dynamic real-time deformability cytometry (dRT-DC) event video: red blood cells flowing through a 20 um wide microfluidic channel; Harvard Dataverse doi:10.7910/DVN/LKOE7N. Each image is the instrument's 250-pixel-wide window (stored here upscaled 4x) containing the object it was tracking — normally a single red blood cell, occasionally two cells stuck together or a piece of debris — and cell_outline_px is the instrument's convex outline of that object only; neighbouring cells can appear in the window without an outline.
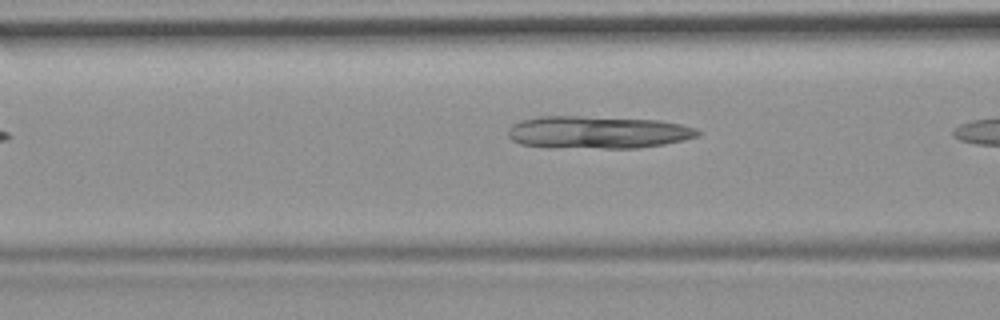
{"species": "common noctule bat (a hibernating species)", "species_latin": "Nyctalus noctula", "temperature_condition": "room temperature", "stored_images_in_passage": 6, "camera_frame_rate_fps": 3000, "um_per_image_px": 0.085, "animal": {"sex": "female", "body_mass_g": 19.9}, "frame": {"image": 1, "passage_image": 6, "time_ms": 1.667, "image_size_px": [1000, 320], "cell_outline_px": [[700, 136], [684, 140], [664, 144], [636, 148], [604, 148], [520, 144], [512, 140], [508, 136], [508, 128], [512, 124], [520, 120], [536, 116], [580, 116], [660, 120], [680, 124], [696, 128], [700, 132]], "centroid_in_image_um": [50.84, 11.22], "position_along_channel_um": 115.8, "area_um2": 35.66}}